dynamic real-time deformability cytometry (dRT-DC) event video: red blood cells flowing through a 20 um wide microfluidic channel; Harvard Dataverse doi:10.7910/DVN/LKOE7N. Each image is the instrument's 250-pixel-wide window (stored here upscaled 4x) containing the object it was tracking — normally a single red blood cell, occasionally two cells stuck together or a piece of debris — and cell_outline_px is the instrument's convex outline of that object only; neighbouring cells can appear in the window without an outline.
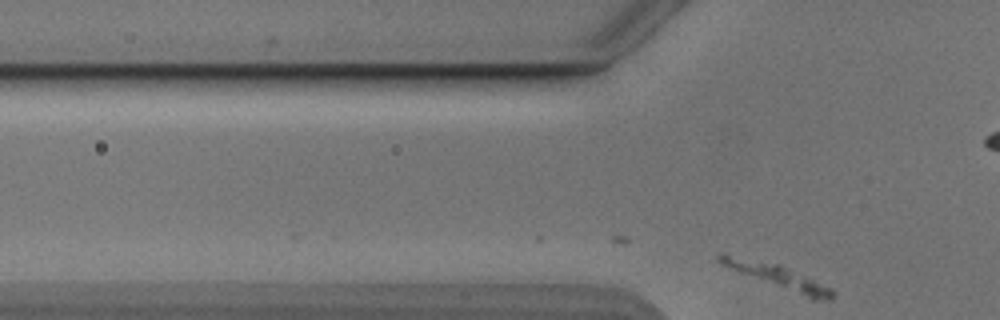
{"species": "Egyptian fruit bat (a non-hibernating species)", "species_latin": "Rousettus aegyptiacus", "temperature_condition": "cold", "stored_images_in_passage": 3, "camera_frame_rate_fps": 3000, "um_per_image_px": 0.085, "animal": {"sex": "male"}, "frame": {"image": 1, "passage_image": 3, "time_ms": 0.667, "image_size_px": [1000, 320], "cell_outline_px": [[836, 292], [832, 300], [812, 300], [720, 264], [716, 260], [716, 256], [720, 252], [724, 252], [780, 264], [832, 288]], "centroid_in_image_um": [66.1, 23.48], "position_along_channel_um": 59.7, "area_um2": 15.84}}